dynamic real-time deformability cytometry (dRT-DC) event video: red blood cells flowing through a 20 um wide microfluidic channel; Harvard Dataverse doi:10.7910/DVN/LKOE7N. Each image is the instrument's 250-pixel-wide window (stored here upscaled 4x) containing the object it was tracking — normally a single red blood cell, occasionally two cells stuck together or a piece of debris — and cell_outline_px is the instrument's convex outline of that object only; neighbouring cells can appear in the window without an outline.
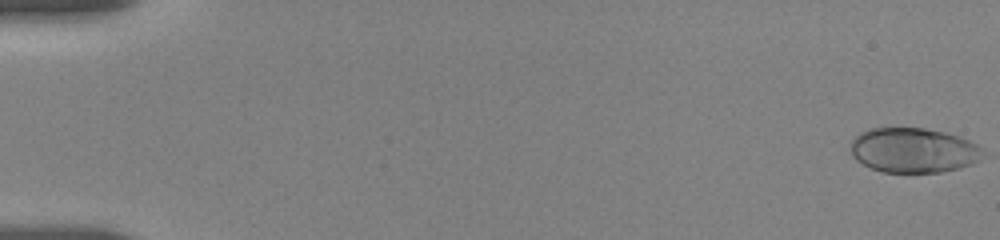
{"species": "human", "species_latin": "Homo sapiens", "temperature_condition": "room temperature", "stored_images_in_passage": 37, "camera_frame_rate_fps": 3000, "um_per_image_px": 0.085, "donor": {"sex": "female"}, "frame": {"image": 1, "passage_image": 1, "time_ms": 0.0, "image_size_px": [1000, 240], "cell_outline_px": [[984, 156], [972, 164], [960, 168], [940, 172], [884, 172], [872, 168], [856, 160], [852, 156], [852, 140], [860, 132], [872, 128], [924, 128], [944, 132], [968, 140], [984, 148]], "centroid_in_image_um": [77.67, 12.77], "position_along_channel_um": 7.3, "area_um2": 34.45}}
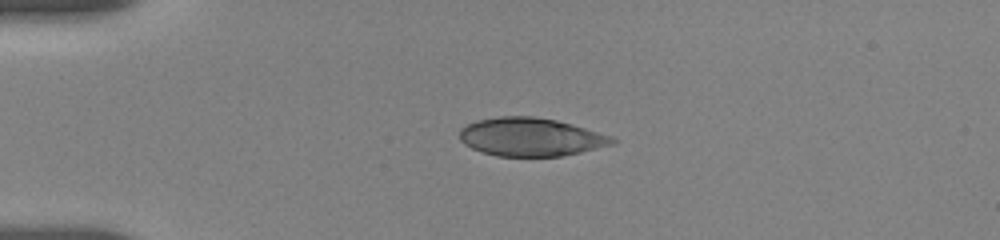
{"frame": {"image": 2, "passage_image": 26, "time_ms": 4.333, "image_size_px": [1000, 240], "cell_outline_px": [[616, 140], [612, 144], [580, 152], [560, 156], [496, 156], [472, 148], [464, 144], [460, 140], [460, 128], [476, 120], [500, 116], [532, 116], [556, 120], [572, 124], [612, 136]], "centroid_in_image_um": [45.08, 11.64], "position_along_channel_um": 39.9, "area_um2": 33.87}}
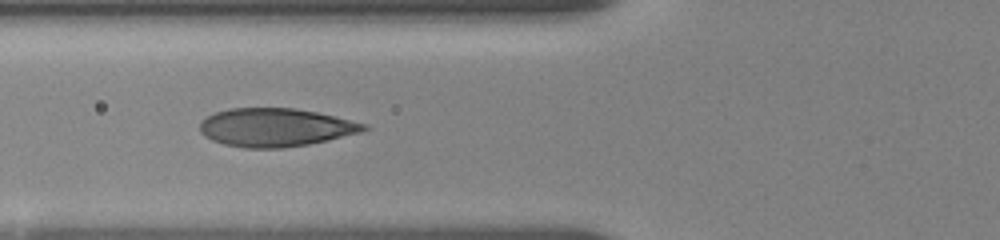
{"frame": {"image": 3, "passage_image": 36, "time_ms": 7.0, "image_size_px": [1000, 240], "cell_outline_px": [[368, 128], [360, 132], [328, 140], [308, 144], [280, 148], [244, 148], [224, 144], [212, 140], [204, 136], [200, 132], [200, 124], [212, 112], [228, 108], [296, 108], [316, 112], [368, 124]], "centroid_in_image_um": [23.39, 10.83], "position_along_channel_um": 102.4, "area_um2": 36.53}}